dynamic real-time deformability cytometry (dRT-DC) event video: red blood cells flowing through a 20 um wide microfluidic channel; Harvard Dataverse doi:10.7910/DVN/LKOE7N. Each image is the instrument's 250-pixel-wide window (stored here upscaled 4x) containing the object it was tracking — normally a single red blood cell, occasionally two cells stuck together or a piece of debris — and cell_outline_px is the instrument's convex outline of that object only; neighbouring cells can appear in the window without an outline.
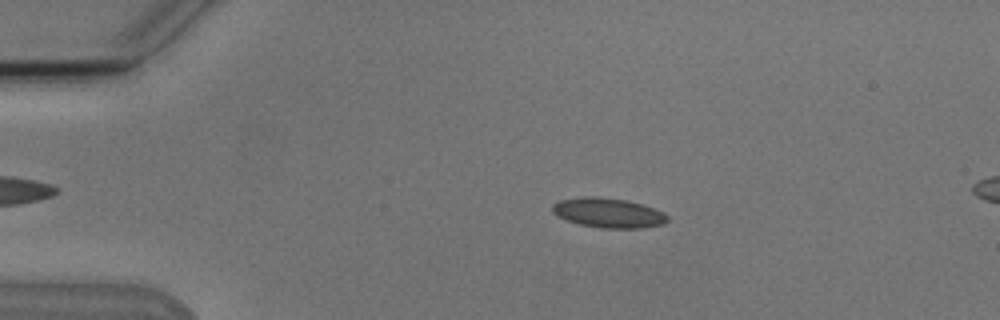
{"species": "Egyptian fruit bat (a non-hibernating species)", "species_latin": "Rousettus aegyptiacus", "temperature_condition": "cold", "stored_images_in_passage": 6, "camera_frame_rate_fps": 3000, "um_per_image_px": 0.085, "animal": {"sex": "male"}, "frame": {"image": 1, "passage_image": 4, "time_ms": 3.333, "image_size_px": [1000, 320], "cell_outline_px": [[668, 220], [664, 224], [640, 228], [600, 228], [580, 224], [568, 220], [552, 212], [552, 204], [560, 200], [584, 196], [592, 196], [628, 200], [664, 212], [668, 216]], "centroid_in_image_um": [51.72, 18.09], "position_along_channel_um": 33.3, "area_um2": 19.77}}
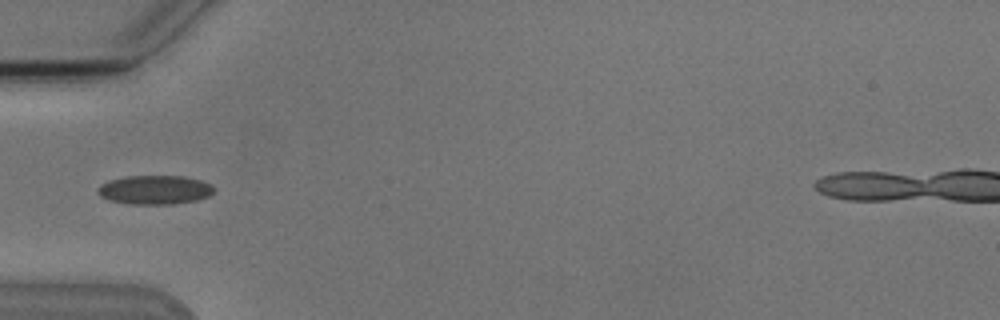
{"frame": {"image": 2, "passage_image": 6, "time_ms": 5.667, "image_size_px": [1000, 320], "cell_outline_px": [[216, 188], [208, 196], [196, 200], [172, 204], [128, 204], [108, 200], [100, 196], [96, 192], [96, 188], [100, 184], [108, 180], [124, 176], [184, 176], [200, 180], [212, 184]], "centroid_in_image_um": [13.11, 16.13], "position_along_channel_um": 71.9, "area_um2": 19.88}}